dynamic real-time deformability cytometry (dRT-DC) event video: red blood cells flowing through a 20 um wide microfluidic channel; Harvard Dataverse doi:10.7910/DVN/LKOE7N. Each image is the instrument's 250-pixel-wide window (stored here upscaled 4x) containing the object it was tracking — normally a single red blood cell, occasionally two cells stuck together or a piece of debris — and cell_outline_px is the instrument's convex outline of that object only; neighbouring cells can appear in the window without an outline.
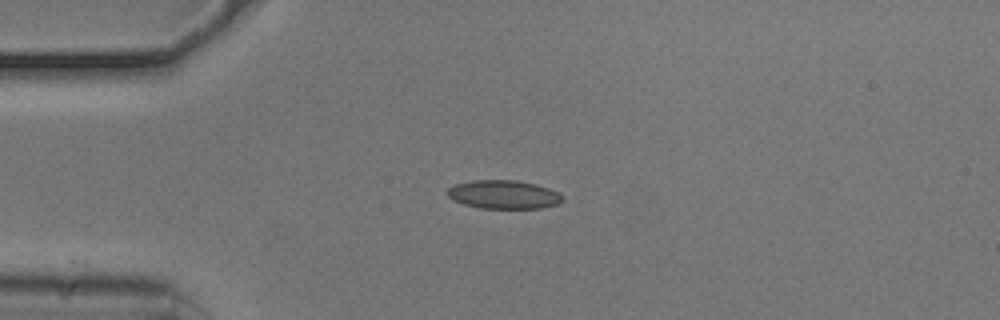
{"species": "common noctule bat (a hibernating species)", "species_latin": "Nyctalus noctula", "temperature_condition": "cold", "stored_images_in_passage": 7, "camera_frame_rate_fps": 3000, "um_per_image_px": 0.085, "animal": {"sex": "male", "body_mass_g": 20.5, "forearm_length_mm": 52.5}, "frame": {"image": 1, "passage_image": 1, "time_ms": 0.0, "image_size_px": [1000, 320], "cell_outline_px": [[564, 200], [556, 204], [540, 208], [480, 208], [464, 204], [452, 200], [448, 196], [448, 188], [456, 184], [472, 180], [516, 180], [536, 184], [548, 188], [564, 196]], "centroid_in_image_um": [42.8, 16.53], "position_along_channel_um": 42.2, "area_um2": 19.07}}
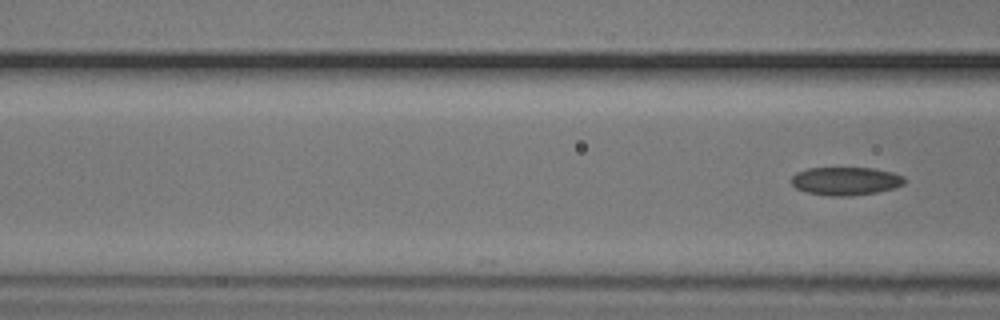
{"frame": {"image": 2, "passage_image": 7, "time_ms": 2.0, "image_size_px": [1000, 320], "cell_outline_px": [[904, 184], [896, 188], [876, 192], [852, 196], [828, 196], [808, 192], [796, 188], [792, 184], [792, 176], [796, 172], [808, 168], [872, 168], [892, 172], [904, 176]], "centroid_in_image_um": [71.89, 15.39], "position_along_channel_um": 94.7, "area_um2": 18.61}}